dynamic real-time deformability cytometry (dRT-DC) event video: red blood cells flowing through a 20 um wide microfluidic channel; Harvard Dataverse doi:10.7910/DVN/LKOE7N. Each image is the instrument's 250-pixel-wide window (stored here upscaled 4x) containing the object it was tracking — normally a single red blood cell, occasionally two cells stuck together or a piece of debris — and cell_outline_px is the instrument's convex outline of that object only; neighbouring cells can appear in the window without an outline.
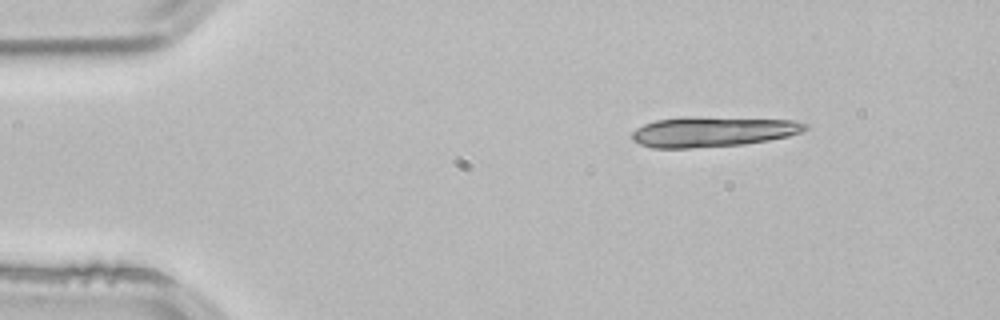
{"species": "common noctule bat (a hibernating species)", "species_latin": "Nyctalus noctula", "temperature_condition": "room temperature", "stored_images_in_passage": 2, "camera_frame_rate_fps": 3000, "um_per_image_px": 0.085, "animal": {"sex": "male", "body_mass_g": 21.5, "forearm_length_mm": 52.0}, "frame": {"image": 1, "passage_image": 1, "time_ms": 0.0, "image_size_px": [1000, 320], "cell_outline_px": [[808, 128], [800, 132], [788, 136], [768, 140], [744, 144], [692, 148], [652, 148], [640, 144], [632, 140], [632, 132], [636, 128], [644, 124], [656, 120], [684, 116], [792, 120], [808, 124]], "centroid_in_image_um": [60.54, 11.19], "position_along_channel_um": 24.5, "area_um2": 30.52}}